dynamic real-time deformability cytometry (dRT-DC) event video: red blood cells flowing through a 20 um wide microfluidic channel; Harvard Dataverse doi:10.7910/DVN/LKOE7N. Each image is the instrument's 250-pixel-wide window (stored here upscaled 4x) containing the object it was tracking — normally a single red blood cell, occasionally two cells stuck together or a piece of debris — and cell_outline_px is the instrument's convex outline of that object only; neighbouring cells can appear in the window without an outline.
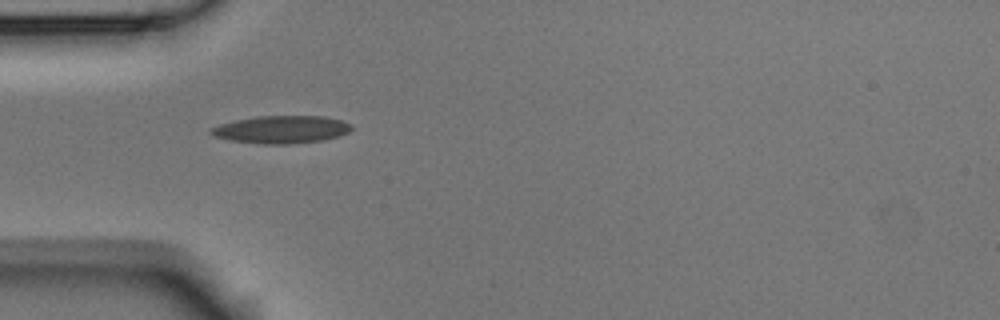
{"species": "Egyptian fruit bat (a non-hibernating species)", "species_latin": "Rousettus aegyptiacus", "temperature_condition": "room temperature", "stored_images_in_passage": 5, "camera_frame_rate_fps": 3000, "um_per_image_px": 0.085, "animal": {"sex": "male"}, "frame": {"image": 1, "passage_image": 4, "time_ms": 1.0, "image_size_px": [1000, 320], "cell_outline_px": [[352, 128], [348, 132], [340, 136], [324, 140], [288, 144], [260, 144], [232, 140], [212, 136], [208, 132], [212, 128], [220, 124], [236, 120], [260, 116], [324, 116], [340, 120], [352, 124]], "centroid_in_image_um": [23.93, 11.01], "position_along_channel_um": 61.1, "area_um2": 22.6}}
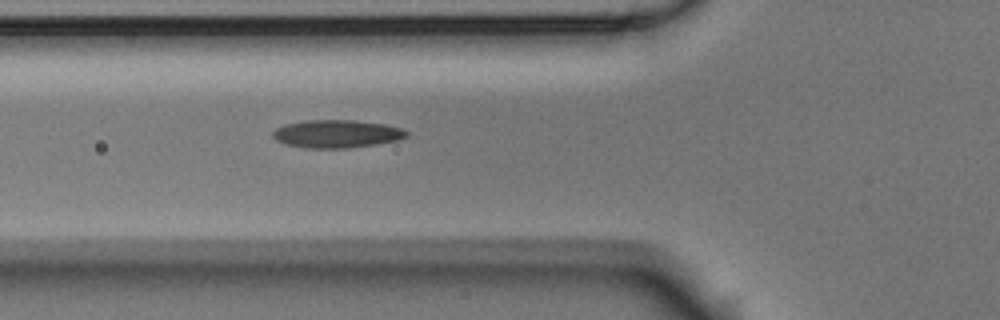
{"frame": {"image": 2, "passage_image": 5, "time_ms": 1.333, "image_size_px": [1000, 320], "cell_outline_px": [[408, 136], [396, 140], [376, 144], [348, 148], [304, 148], [284, 144], [276, 140], [272, 136], [272, 132], [276, 128], [284, 124], [304, 120], [352, 120], [384, 124], [400, 128], [408, 132]], "centroid_in_image_um": [28.56, 11.38], "position_along_channel_um": 97.2, "area_um2": 21.79}}